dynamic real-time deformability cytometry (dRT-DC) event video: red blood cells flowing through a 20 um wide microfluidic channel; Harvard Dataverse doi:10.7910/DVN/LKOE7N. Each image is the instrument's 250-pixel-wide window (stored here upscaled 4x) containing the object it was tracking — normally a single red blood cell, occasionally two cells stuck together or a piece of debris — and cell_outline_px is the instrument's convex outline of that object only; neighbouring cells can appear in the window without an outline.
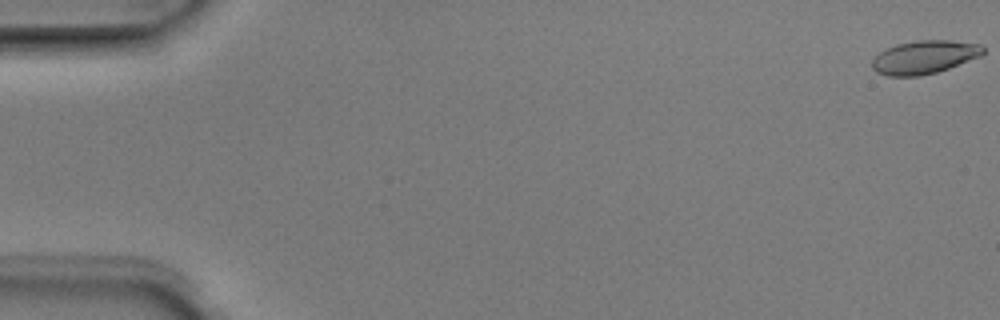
{"species": "Egyptian fruit bat (a non-hibernating species)", "species_latin": "Rousettus aegyptiacus", "temperature_condition": "room temperature", "stored_images_in_passage": 6, "camera_frame_rate_fps": 3000, "um_per_image_px": 0.085, "animal": {"sex": "male"}, "frame": {"image": 1, "passage_image": 1, "time_ms": 0.0, "image_size_px": [1000, 320], "cell_outline_px": [[984, 52], [980, 56], [948, 68], [936, 72], [920, 76], [888, 76], [876, 72], [872, 68], [872, 60], [884, 48], [896, 44], [916, 40], [948, 40], [980, 44], [984, 48]], "centroid_in_image_um": [78.53, 4.85], "position_along_channel_um": 6.5, "area_um2": 21.5}}
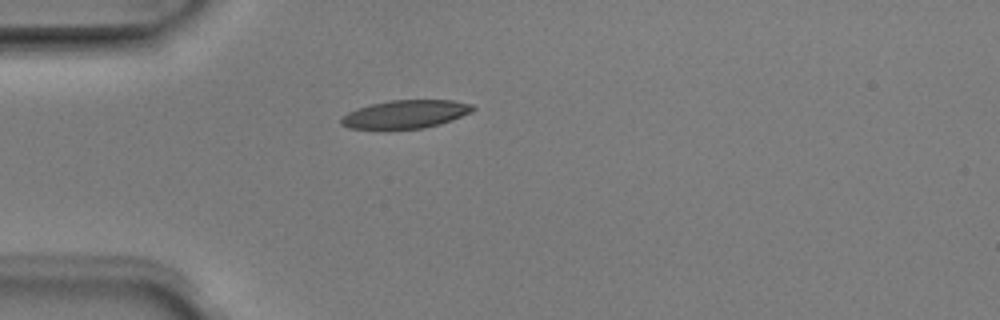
{"frame": {"image": 2, "passage_image": 5, "time_ms": 1.333, "image_size_px": [1000, 320], "cell_outline_px": [[476, 108], [472, 112], [452, 120], [440, 124], [424, 128], [348, 128], [340, 124], [340, 120], [348, 112], [372, 104], [392, 100], [452, 100], [472, 104]], "centroid_in_image_um": [34.52, 9.7], "position_along_channel_um": 50.5, "area_um2": 21.33}}